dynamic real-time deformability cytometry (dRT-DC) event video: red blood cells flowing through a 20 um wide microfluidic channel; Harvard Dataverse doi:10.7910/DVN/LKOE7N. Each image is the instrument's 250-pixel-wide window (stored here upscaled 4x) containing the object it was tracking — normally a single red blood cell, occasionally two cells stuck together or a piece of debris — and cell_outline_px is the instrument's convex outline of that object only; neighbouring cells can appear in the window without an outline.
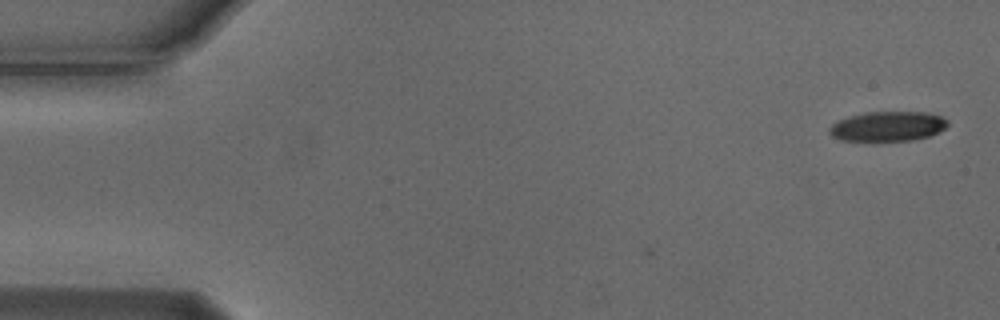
{"species": "Egyptian fruit bat (a non-hibernating species)", "species_latin": "Rousettus aegyptiacus", "temperature_condition": "cold", "stored_images_in_passage": 3, "camera_frame_rate_fps": 3000, "um_per_image_px": 0.085, "animal": {"sex": "male"}, "frame": {"image": 1, "passage_image": 1, "time_ms": 0.0, "image_size_px": [1000, 320], "cell_outline_px": [[948, 124], [944, 128], [928, 136], [908, 140], [844, 140], [832, 136], [828, 132], [832, 124], [836, 120], [848, 116], [864, 112], [928, 112], [940, 116], [948, 120]], "centroid_in_image_um": [75.43, 10.71], "position_along_channel_um": 9.6, "area_um2": 20.29}}